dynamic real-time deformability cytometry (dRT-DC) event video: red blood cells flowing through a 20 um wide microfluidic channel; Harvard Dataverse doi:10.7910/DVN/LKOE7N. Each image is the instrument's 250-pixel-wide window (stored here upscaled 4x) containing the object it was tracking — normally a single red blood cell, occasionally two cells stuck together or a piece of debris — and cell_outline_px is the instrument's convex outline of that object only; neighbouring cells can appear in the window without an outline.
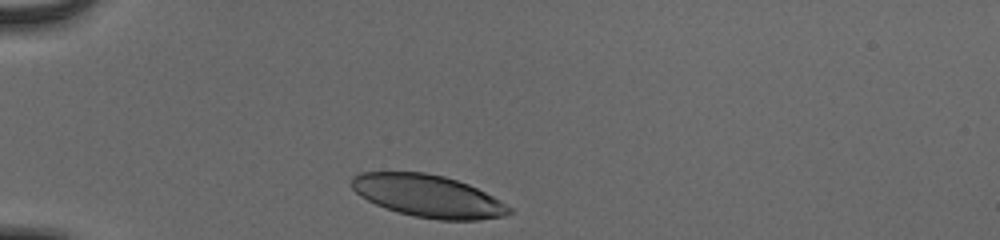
{"species": "human", "species_latin": "Homo sapiens", "temperature_condition": "cold", "stored_images_in_passage": 31, "camera_frame_rate_fps": 3000, "um_per_image_px": 0.085, "donor": {"sex": "male"}, "frame": {"image": 1, "passage_image": 1, "time_ms": 0.0, "image_size_px": [1000, 240], "cell_outline_px": [[512, 212], [504, 216], [480, 220], [440, 220], [416, 216], [384, 208], [360, 196], [352, 188], [352, 176], [360, 172], [424, 172], [444, 176], [468, 184], [500, 200], [512, 208]], "centroid_in_image_um": [36.39, 16.66], "position_along_channel_um": 48.6, "area_um2": 38.67}}
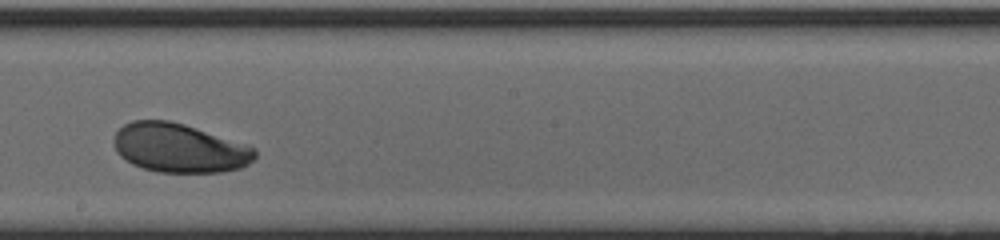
{"frame": {"image": 2, "passage_image": 18, "time_ms": 5.667, "image_size_px": [1000, 240], "cell_outline_px": [[256, 156], [248, 164], [240, 168], [220, 172], [156, 172], [132, 164], [120, 156], [116, 152], [112, 140], [116, 132], [124, 124], [132, 120], [168, 120], [184, 124], [256, 148]], "centroid_in_image_um": [15.2, 12.58], "position_along_channel_um": 233.0, "area_um2": 40.17}}
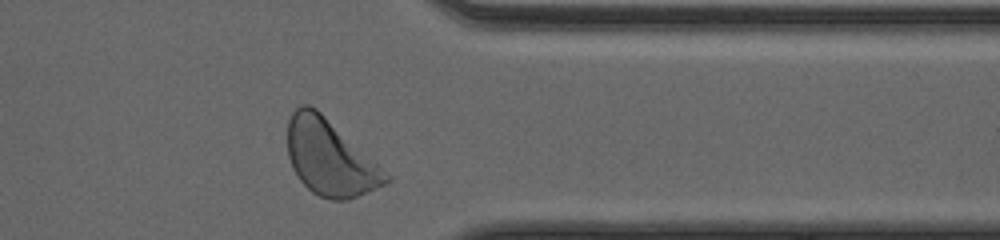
{"frame": {"image": 3, "passage_image": 30, "time_ms": 9.667, "image_size_px": [1000, 240], "cell_outline_px": [[392, 180], [384, 184], [348, 200], [332, 200], [320, 196], [312, 192], [300, 180], [292, 168], [288, 156], [288, 120], [292, 112], [300, 104], [308, 104], [316, 108], [392, 176]], "centroid_in_image_um": [28.03, 13.4], "position_along_channel_um": 383.4, "area_um2": 43.12}, "authors_computed_cell_mechanics": {"area_um2": 40.749, "velocity_mm_per_s": 3.8373, "shape_relaxation_time_tau1_ms": 2.3087, "shape_relaxation_time_tau2_ms": null, "deformation_change_tau1": 0.1253, "deformation_change_tau2": null}}